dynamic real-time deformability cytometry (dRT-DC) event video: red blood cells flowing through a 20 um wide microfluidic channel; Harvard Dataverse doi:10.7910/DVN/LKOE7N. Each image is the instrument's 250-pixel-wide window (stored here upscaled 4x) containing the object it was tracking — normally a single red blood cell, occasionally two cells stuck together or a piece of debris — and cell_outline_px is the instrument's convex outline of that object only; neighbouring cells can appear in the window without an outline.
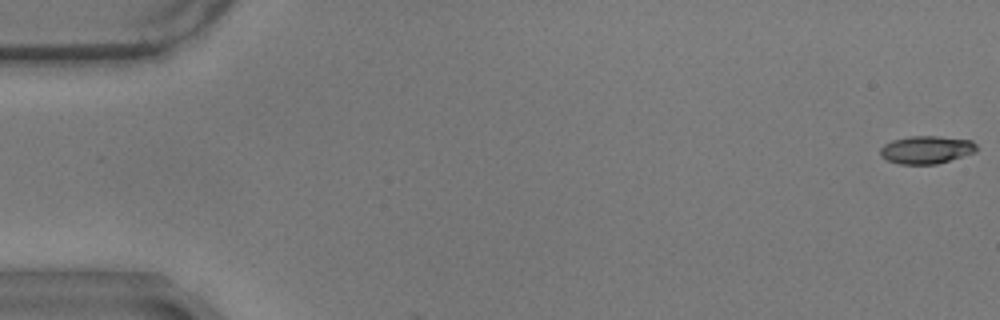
{"species": "common noctule bat (a hibernating species)", "species_latin": "Nyctalus noctula", "temperature_condition": "warm", "stored_images_in_passage": 4, "camera_frame_rate_fps": 3000, "um_per_image_px": 0.085, "animal": {"sex": "male", "body_mass_g": 17.9}, "frame": {"image": 1, "passage_image": 1, "time_ms": 0.0, "image_size_px": [1000, 320], "cell_outline_px": [[976, 152], [936, 164], [900, 164], [888, 160], [880, 156], [880, 148], [884, 144], [892, 140], [908, 136], [936, 136], [972, 140], [976, 144]], "centroid_in_image_um": [78.72, 12.72], "position_along_channel_um": 6.3, "area_um2": 15.61}}